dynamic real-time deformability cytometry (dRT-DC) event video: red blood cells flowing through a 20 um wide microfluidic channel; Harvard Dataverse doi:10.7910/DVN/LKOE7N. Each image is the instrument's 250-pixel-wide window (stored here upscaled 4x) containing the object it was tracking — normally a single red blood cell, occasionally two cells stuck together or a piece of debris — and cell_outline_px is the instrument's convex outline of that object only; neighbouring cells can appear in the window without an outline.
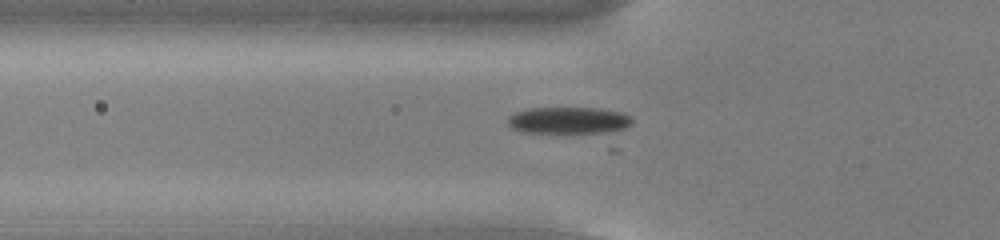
{"species": "common noctule bat (a hibernating species)", "species_latin": "Nyctalus noctula", "temperature_condition": "cold", "stored_images_in_passage": 39, "camera_frame_rate_fps": 3000, "um_per_image_px": 0.085, "animal": {"sex": "male", "body_mass_g": 13.0, "forearm_length_mm": 53.1}, "frame": {"image": 1, "passage_image": 11, "time_ms": 3.333, "image_size_px": [1000, 240], "cell_outline_px": [[632, 124], [620, 152], [608, 152], [524, 132], [512, 128], [508, 124], [508, 116], [516, 112], [532, 108], [600, 108], [620, 112], [628, 116], [632, 120]], "centroid_in_image_um": [48.96, 10.72], "position_along_channel_um": 76.8, "area_um2": 27.98}}
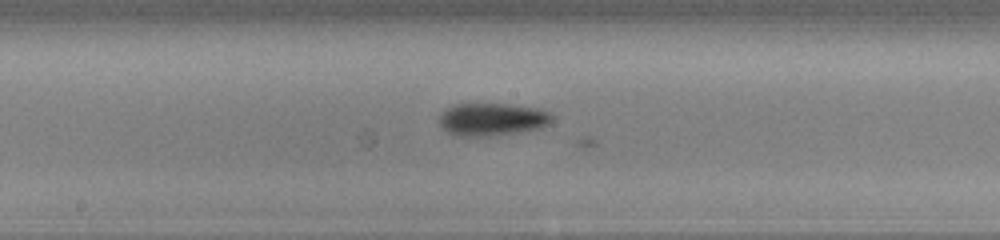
{"frame": {"image": 2, "passage_image": 21, "time_ms": 6.667, "image_size_px": [1000, 240], "cell_outline_px": [[556, 116], [548, 124], [540, 128], [516, 132], [488, 136], [456, 136], [448, 132], [440, 124], [440, 116], [448, 108], [456, 104], [508, 104], [540, 108]], "centroid_in_image_um": [41.88, 10.14], "position_along_channel_um": 206.3, "area_um2": 21.33}}
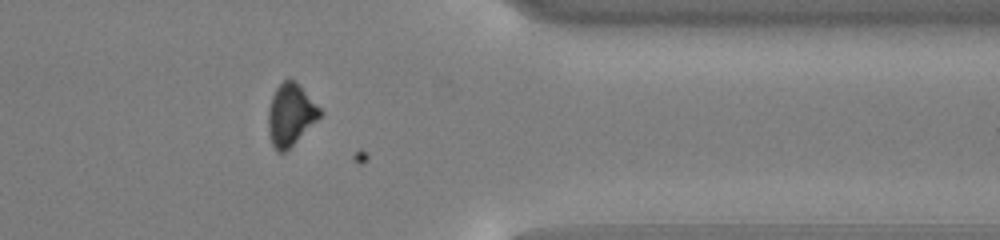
{"frame": {"image": 3, "passage_image": 36, "time_ms": 11.667, "image_size_px": [1000, 240], "cell_outline_px": [[324, 112], [284, 152], [276, 152], [272, 144], [268, 132], [268, 108], [272, 96], [276, 88], [284, 80], [292, 80]], "centroid_in_image_um": [24.65, 9.77], "position_along_channel_um": 386.7, "area_um2": 17.92}}